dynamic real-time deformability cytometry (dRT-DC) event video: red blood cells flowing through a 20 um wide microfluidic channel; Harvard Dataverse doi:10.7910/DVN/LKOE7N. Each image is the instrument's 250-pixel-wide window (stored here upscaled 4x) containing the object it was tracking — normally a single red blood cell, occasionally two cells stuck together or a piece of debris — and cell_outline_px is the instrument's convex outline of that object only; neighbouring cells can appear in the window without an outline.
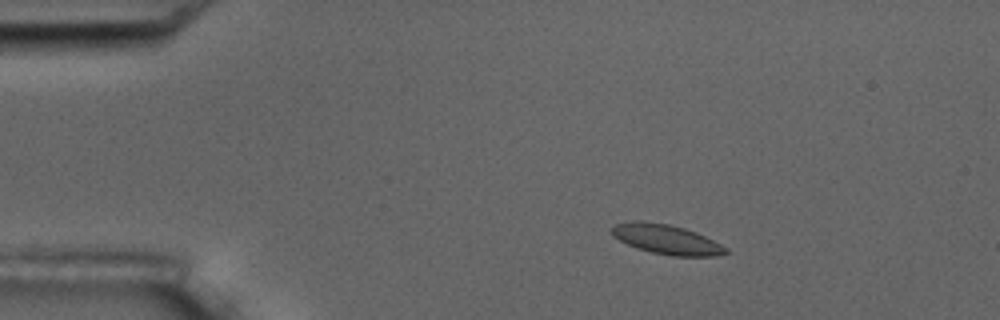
{"species": "common noctule bat (a hibernating species)", "species_latin": "Nyctalus noctula", "temperature_condition": "room temperature", "stored_images_in_passage": 4, "camera_frame_rate_fps": 3000, "um_per_image_px": 0.085, "animal": {"sex": "male", "body_mass_g": 17.5, "forearm_length_mm": 52.3}, "frame": {"image": 1, "passage_image": 2, "time_ms": 1.333, "image_size_px": [1000, 320], "cell_outline_px": [[728, 252], [716, 256], [672, 256], [652, 252], [636, 248], [612, 236], [608, 228], [616, 224], [632, 220], [636, 220], [668, 224], [684, 228], [696, 232], [728, 248]], "centroid_in_image_um": [56.6, 20.34], "position_along_channel_um": 28.4, "area_um2": 19.71}}